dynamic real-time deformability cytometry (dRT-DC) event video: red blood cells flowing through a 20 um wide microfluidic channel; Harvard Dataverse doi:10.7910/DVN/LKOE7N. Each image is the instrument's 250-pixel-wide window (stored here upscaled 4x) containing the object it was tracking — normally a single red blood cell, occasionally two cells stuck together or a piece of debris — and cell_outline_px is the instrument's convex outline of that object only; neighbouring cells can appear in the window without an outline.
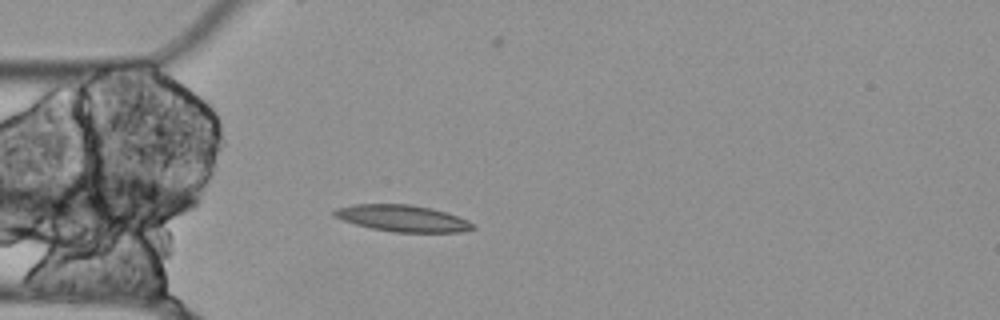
{"species": "Egyptian fruit bat (a non-hibernating species)", "species_latin": "Rousettus aegyptiacus", "temperature_condition": "cold", "stored_images_in_passage": 5, "camera_frame_rate_fps": 3000, "um_per_image_px": 0.085, "animal": {"sex": "female"}, "frame": {"image": 1, "passage_image": 1, "time_ms": 0.0, "image_size_px": [1000, 320], "cell_outline_px": [[476, 228], [460, 232], [392, 232], [372, 228], [356, 224], [332, 216], [332, 212], [336, 208], [352, 204], [408, 204], [432, 208], [468, 220]], "centroid_in_image_um": [34.18, 18.55], "position_along_channel_um": 50.8, "area_um2": 21.33}}
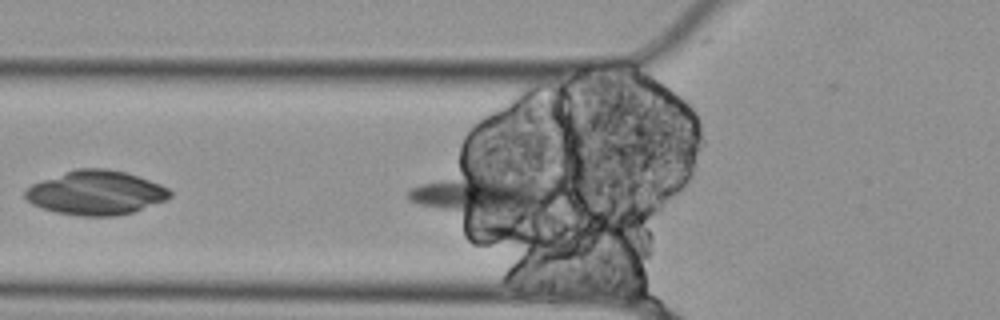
{"frame": {"image": 2, "passage_image": 4, "time_ms": 1.0, "image_size_px": [1000, 320], "cell_outline_px": [[172, 196], [164, 200], [132, 212], [116, 216], [84, 216], [56, 212], [32, 204], [24, 196], [24, 192], [32, 184], [76, 168], [104, 168], [124, 172], [160, 184], [168, 188], [172, 192]], "centroid_in_image_um": [8.15, 16.38], "position_along_channel_um": 117.7, "area_um2": 36.76}}